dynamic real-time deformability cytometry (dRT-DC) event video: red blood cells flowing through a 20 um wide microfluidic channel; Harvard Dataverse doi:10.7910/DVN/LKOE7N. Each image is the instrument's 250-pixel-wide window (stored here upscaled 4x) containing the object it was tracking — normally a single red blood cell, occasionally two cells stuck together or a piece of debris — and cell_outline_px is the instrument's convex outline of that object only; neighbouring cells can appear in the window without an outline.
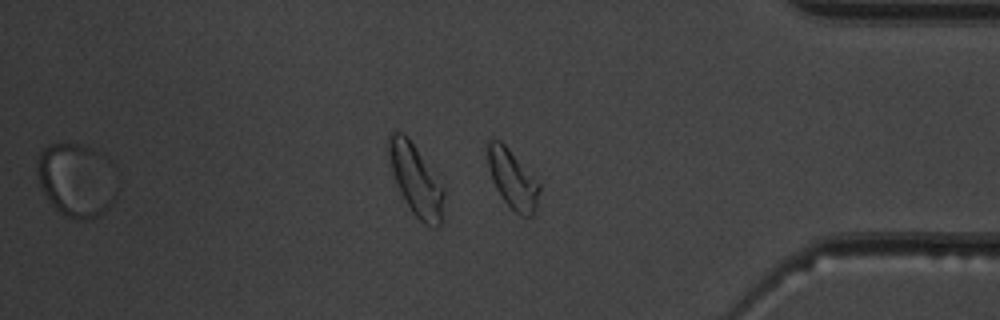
{"species": "common noctule bat (a hibernating species)", "species_latin": "Nyctalus noctula", "temperature_condition": "warm", "stored_images_in_passage": 45, "segment_of_instrument_passage": [2, 3], "camera_frame_rate_fps": 3000, "um_per_image_px": 0.085, "animal": {"sex": "male", "body_mass_g": 19.5, "forearm_length_mm": 54.6}, "frame": {"image": 1, "passage_image": 44, "time_ms": 14.333, "image_size_px": [1000, 320], "cell_outline_px": [[116, 196], [108, 208], [100, 216], [84, 220], [80, 220], [68, 216], [60, 212], [48, 200], [40, 188], [36, 172], [36, 168], [40, 152], [48, 144], [84, 144], [96, 152], [116, 192]], "centroid_in_image_um": [6.35, 15.35], "position_along_channel_um": 428.8, "area_um2": 32.71}}